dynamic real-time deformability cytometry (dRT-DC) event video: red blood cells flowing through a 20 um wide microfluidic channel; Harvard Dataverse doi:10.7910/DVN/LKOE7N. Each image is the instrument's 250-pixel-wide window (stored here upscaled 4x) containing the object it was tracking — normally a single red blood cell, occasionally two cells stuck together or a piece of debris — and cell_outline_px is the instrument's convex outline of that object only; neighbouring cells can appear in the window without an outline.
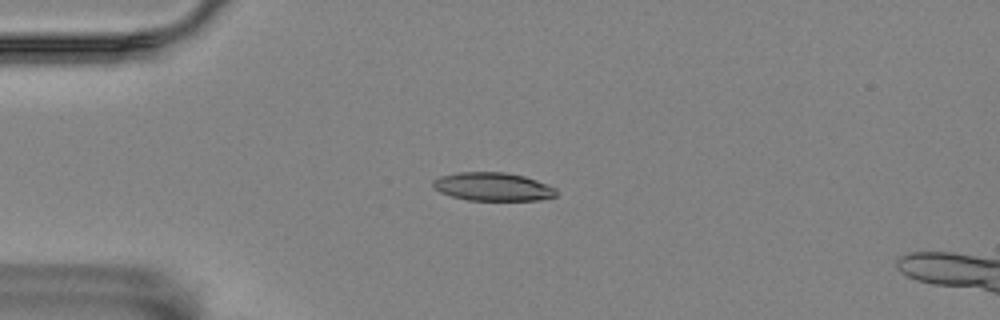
{"species": "Egyptian fruit bat (a non-hibernating species)", "species_latin": "Rousettus aegyptiacus", "temperature_condition": "room temperature", "stored_images_in_passage": 44, "camera_frame_rate_fps": 3000, "um_per_image_px": 0.085, "animal": {"sex": "female"}, "frame": {"image": 1, "passage_image": 1, "time_ms": 0.0, "image_size_px": [1000, 320], "cell_outline_px": [[556, 196], [540, 200], [468, 200], [452, 196], [440, 192], [432, 188], [432, 180], [440, 176], [456, 172], [504, 172], [524, 176], [536, 180], [556, 188]], "centroid_in_image_um": [41.86, 15.86], "position_along_channel_um": 43.1, "area_um2": 20.4}}
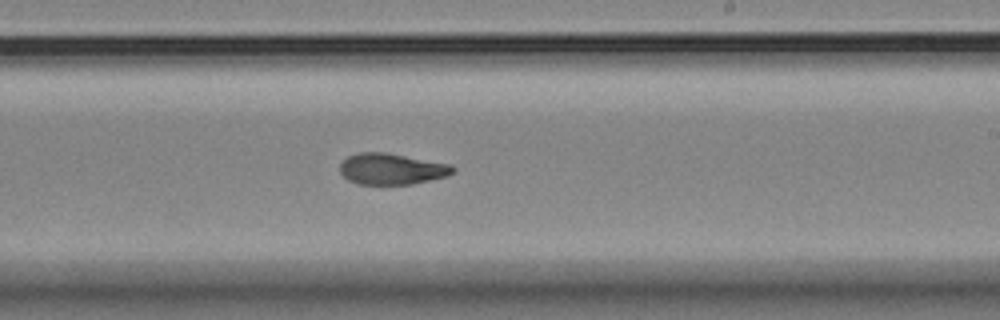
{"frame": {"image": 2, "passage_image": 21, "time_ms": 6.667, "image_size_px": [1000, 320], "cell_outline_px": [[456, 172], [448, 176], [412, 184], [356, 184], [348, 180], [340, 172], [340, 164], [348, 156], [360, 152], [384, 152], [452, 164], [456, 168]], "centroid_in_image_um": [33.33, 14.36], "position_along_channel_um": 255.7, "area_um2": 20.63}}
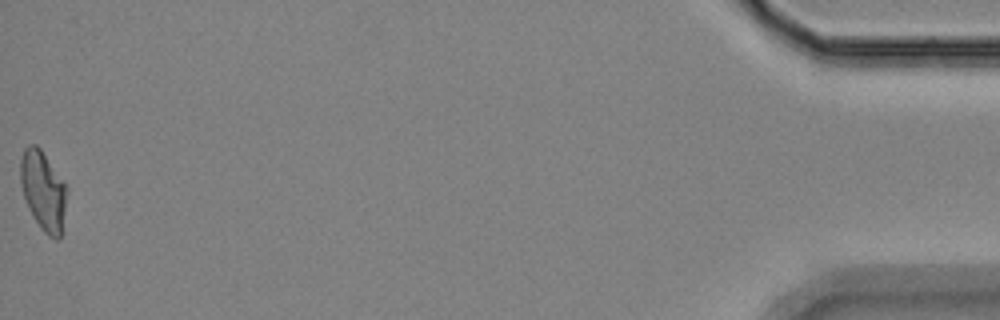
{"frame": {"image": 3, "passage_image": 44, "time_ms": 14.333, "image_size_px": [1000, 320], "cell_outline_px": [[68, 192], [64, 232], [56, 240], [48, 236], [40, 228], [32, 216], [28, 208], [20, 184], [20, 160], [24, 148], [28, 144], [36, 144], [40, 148], [68, 188]], "centroid_in_image_um": [3.7, 16.26], "position_along_channel_um": 431.5, "area_um2": 22.02}, "authors_computed_cell_mechanics": {"area_um2": 21.1548, "velocity_mm_per_s": 3.5133, "shape_relaxation_time_tau1_ms": 6.5493, "shape_relaxation_time_tau2_ms": 2.0313, "deformation_change_tau1": 0.1893, "deformation_change_tau2": 0.0801}}